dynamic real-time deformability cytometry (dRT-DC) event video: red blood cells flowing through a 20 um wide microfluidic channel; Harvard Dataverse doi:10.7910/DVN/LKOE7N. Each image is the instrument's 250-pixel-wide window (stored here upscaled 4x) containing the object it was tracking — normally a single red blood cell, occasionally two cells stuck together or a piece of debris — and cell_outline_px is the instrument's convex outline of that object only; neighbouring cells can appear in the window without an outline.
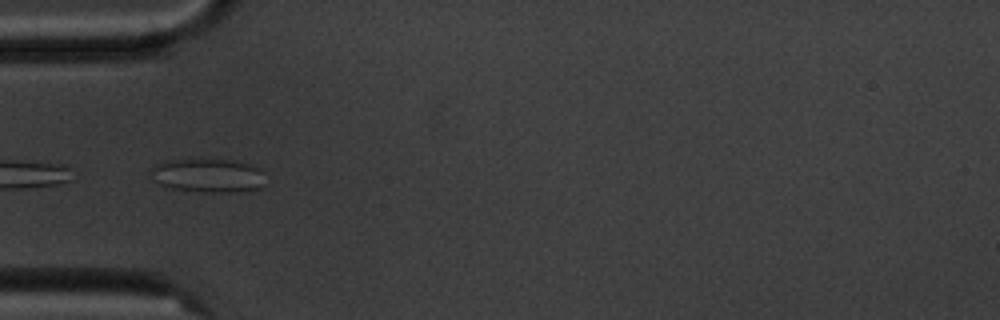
{"species": "common noctule bat (a hibernating species)", "species_latin": "Nyctalus noctula", "temperature_condition": "cold", "stored_images_in_passage": 6, "camera_frame_rate_fps": 3000, "um_per_image_px": 0.085, "animal": {"sex": "male", "body_mass_g": 20.1, "forearm_length_mm": 53.5}, "frame": {"image": 1, "passage_image": 6, "time_ms": 5.667, "image_size_px": [1000, 320], "cell_outline_px": [[268, 184], [260, 188], [248, 192], [200, 192], [168, 188], [152, 180], [152, 168], [156, 164], [164, 160], [188, 156], [200, 156], [228, 160], [248, 164], [260, 168], [264, 172]], "centroid_in_image_um": [17.7, 14.88], "position_along_channel_um": 67.3, "area_um2": 24.1}}